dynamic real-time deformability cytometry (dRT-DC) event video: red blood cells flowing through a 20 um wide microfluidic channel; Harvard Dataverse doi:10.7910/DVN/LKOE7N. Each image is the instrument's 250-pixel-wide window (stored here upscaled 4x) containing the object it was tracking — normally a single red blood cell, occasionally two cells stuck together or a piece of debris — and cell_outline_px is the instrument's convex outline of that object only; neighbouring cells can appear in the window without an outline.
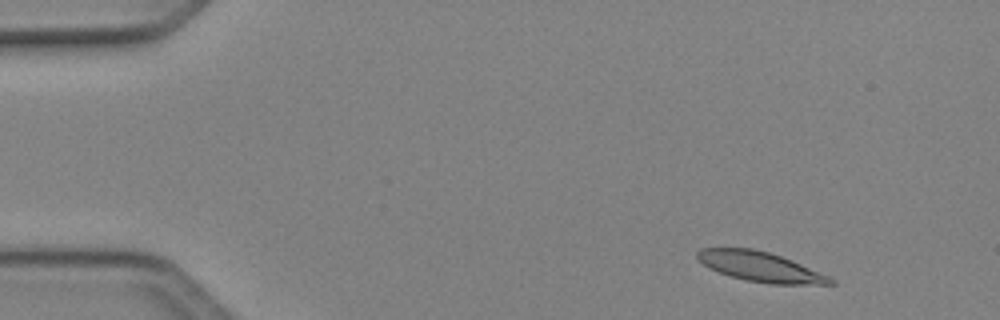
{"species": "Egyptian fruit bat (a non-hibernating species)", "species_latin": "Rousettus aegyptiacus", "temperature_condition": "cold", "stored_images_in_passage": 48, "camera_frame_rate_fps": 3000, "um_per_image_px": 0.085, "animal": {"sex": "female"}, "frame": {"image": 1, "passage_image": 4, "time_ms": 1.0, "image_size_px": [1000, 320], "cell_outline_px": [[836, 284], [768, 284], [748, 280], [732, 276], [720, 272], [704, 264], [696, 256], [696, 252], [700, 248], [752, 248], [768, 252], [792, 260], [828, 276], [836, 280]], "centroid_in_image_um": [64.65, 22.67], "position_along_channel_um": 20.4, "area_um2": 22.72}}
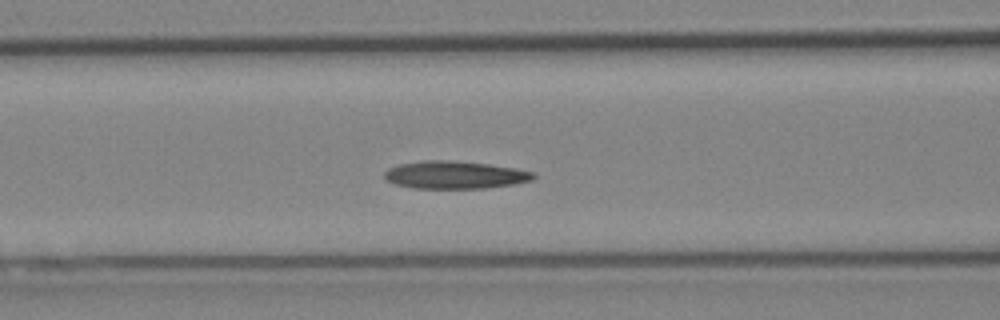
{"frame": {"image": 2, "passage_image": 19, "time_ms": 6.0, "image_size_px": [1000, 320], "cell_outline_px": [[536, 176], [532, 180], [512, 184], [484, 188], [412, 188], [396, 184], [388, 180], [384, 176], [384, 172], [388, 168], [400, 164], [424, 160], [448, 160], [488, 164], [516, 168], [536, 172]], "centroid_in_image_um": [38.68, 14.86], "position_along_channel_um": 127.9, "area_um2": 23.93}}
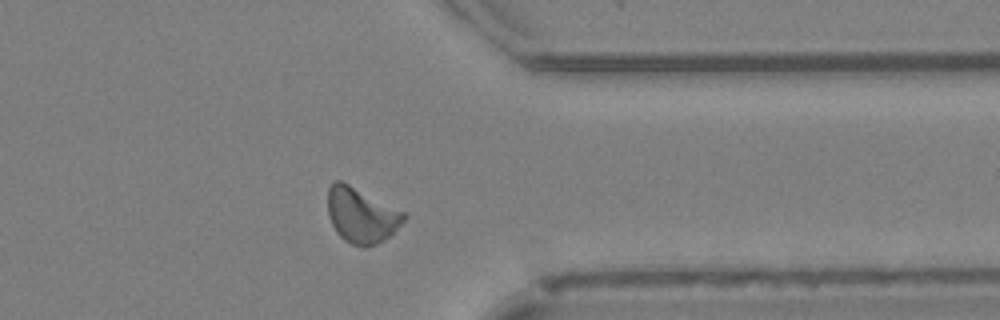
{"frame": {"image": 3, "passage_image": 38, "time_ms": 12.333, "image_size_px": [1000, 320], "cell_outline_px": [[408, 216], [384, 240], [376, 244], [364, 248], [360, 248], [344, 240], [336, 232], [328, 216], [328, 188], [336, 180], [340, 180], [404, 212]], "centroid_in_image_um": [30.69, 18.32], "position_along_channel_um": 380.7, "area_um2": 24.16}, "authors_computed_cell_mechanics": {"area_um2": 23.5246, "velocity_mm_per_s": 4.0782, "shape_relaxation_time_tau1_ms": 3.9084, "shape_relaxation_time_tau2_ms": null, "deformation_change_tau1": 0.1463, "deformation_change_tau2": null}}